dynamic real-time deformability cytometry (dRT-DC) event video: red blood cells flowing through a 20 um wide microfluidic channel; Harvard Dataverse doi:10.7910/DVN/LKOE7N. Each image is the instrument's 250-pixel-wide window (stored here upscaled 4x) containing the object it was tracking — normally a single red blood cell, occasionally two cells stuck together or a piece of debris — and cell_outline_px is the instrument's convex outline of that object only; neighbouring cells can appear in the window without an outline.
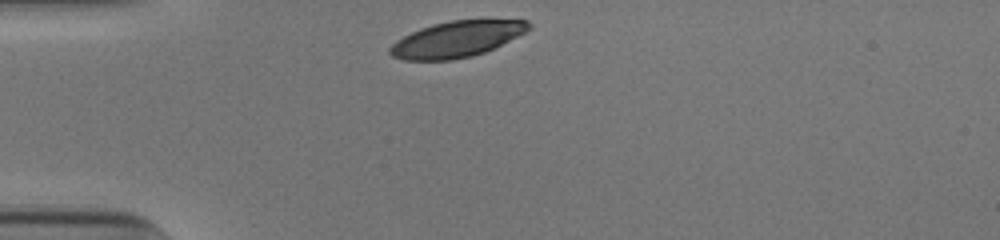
{"species": "human", "species_latin": "Homo sapiens", "temperature_condition": "cold", "stored_images_in_passage": 29, "camera_frame_rate_fps": 3000, "um_per_image_px": 0.085, "donor": {"sex": "male"}, "frame": {"image": 1, "passage_image": 1, "time_ms": 0.0, "image_size_px": [1000, 240], "cell_outline_px": [[532, 28], [484, 52], [472, 56], [452, 60], [404, 60], [392, 56], [388, 52], [388, 48], [396, 40], [420, 28], [432, 24], [452, 20], [528, 20], [532, 24]], "centroid_in_image_um": [38.78, 3.33], "position_along_channel_um": 46.2, "area_um2": 28.84}}
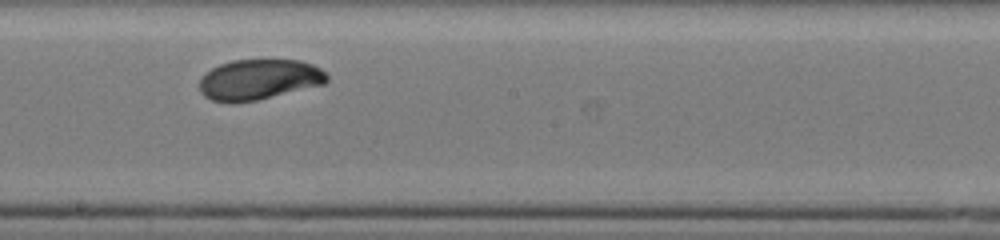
{"frame": {"image": 2, "passage_image": 17, "time_ms": 5.333, "image_size_px": [1000, 240], "cell_outline_px": [[328, 80], [324, 84], [256, 100], [232, 104], [212, 100], [204, 96], [200, 92], [200, 80], [204, 72], [220, 64], [232, 60], [300, 60], [312, 64], [320, 68], [328, 76]], "centroid_in_image_um": [21.98, 6.76], "position_along_channel_um": 226.2, "area_um2": 30.11}}
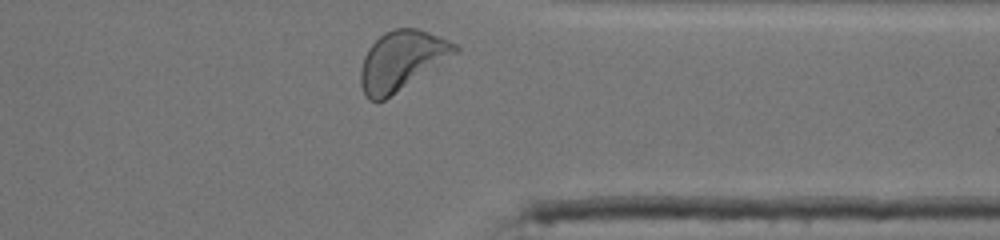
{"frame": {"image": 3, "passage_image": 29, "time_ms": 9.333, "image_size_px": [1000, 240], "cell_outline_px": [[460, 52], [384, 100], [368, 100], [360, 84], [360, 68], [364, 56], [368, 48], [384, 32], [396, 28], [416, 28], [440, 36], [456, 44], [460, 48]], "centroid_in_image_um": [34.16, 5.13], "position_along_channel_um": 377.2, "area_um2": 32.54}, "authors_computed_cell_mechanics": {"area_um2": 30.2294, "velocity_mm_per_s": 3.8458, "shape_relaxation_time_tau1_ms": 4.6639, "shape_relaxation_time_tau2_ms": null, "deformation_change_tau1": 0.1541, "deformation_change_tau2": null}}